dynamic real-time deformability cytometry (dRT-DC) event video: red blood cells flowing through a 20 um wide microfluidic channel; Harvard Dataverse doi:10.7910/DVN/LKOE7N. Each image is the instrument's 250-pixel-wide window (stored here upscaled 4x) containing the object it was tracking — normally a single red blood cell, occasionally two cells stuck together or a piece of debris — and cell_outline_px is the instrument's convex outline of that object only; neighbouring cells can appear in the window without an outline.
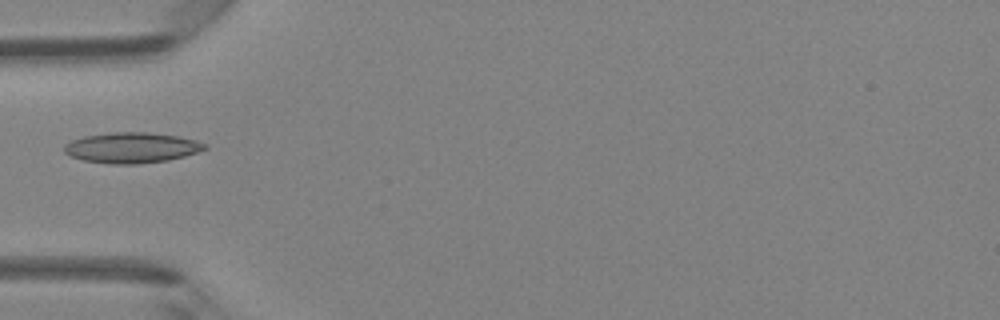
{"species": "Egyptian fruit bat (a non-hibernating species)", "species_latin": "Rousettus aegyptiacus", "temperature_condition": "room temperature", "stored_images_in_passage": 5, "camera_frame_rate_fps": 3000, "um_per_image_px": 0.085, "animal": {"sex": "female"}, "frame": {"image": 1, "passage_image": 4, "time_ms": 1.0, "image_size_px": [1000, 320], "cell_outline_px": [[208, 148], [184, 156], [168, 160], [136, 164], [108, 164], [84, 160], [72, 156], [64, 152], [64, 144], [72, 140], [84, 136], [112, 132], [148, 132], [176, 136], [196, 140], [208, 144]], "centroid_in_image_um": [11.19, 12.55], "position_along_channel_um": 73.8, "area_um2": 24.97}}
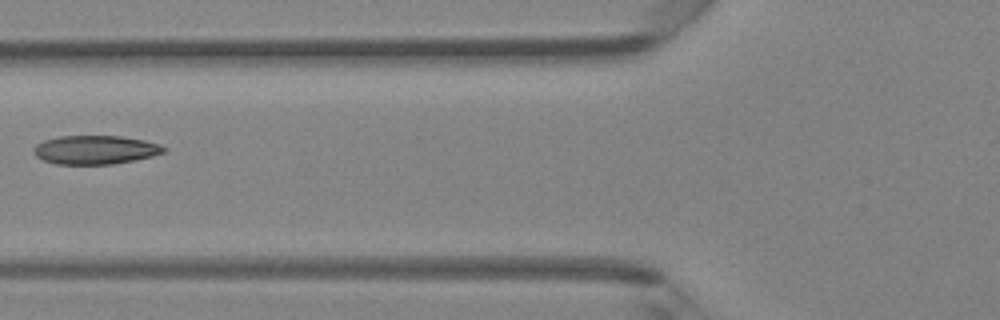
{"frame": {"image": 2, "passage_image": 5, "time_ms": 1.333, "image_size_px": [1000, 320], "cell_outline_px": [[168, 148], [164, 152], [152, 156], [136, 160], [112, 164], [56, 164], [44, 160], [36, 156], [36, 144], [44, 140], [60, 136], [120, 136], [144, 140], [160, 144]], "centroid_in_image_um": [8.15, 12.73], "position_along_channel_um": 117.6, "area_um2": 21.68}}